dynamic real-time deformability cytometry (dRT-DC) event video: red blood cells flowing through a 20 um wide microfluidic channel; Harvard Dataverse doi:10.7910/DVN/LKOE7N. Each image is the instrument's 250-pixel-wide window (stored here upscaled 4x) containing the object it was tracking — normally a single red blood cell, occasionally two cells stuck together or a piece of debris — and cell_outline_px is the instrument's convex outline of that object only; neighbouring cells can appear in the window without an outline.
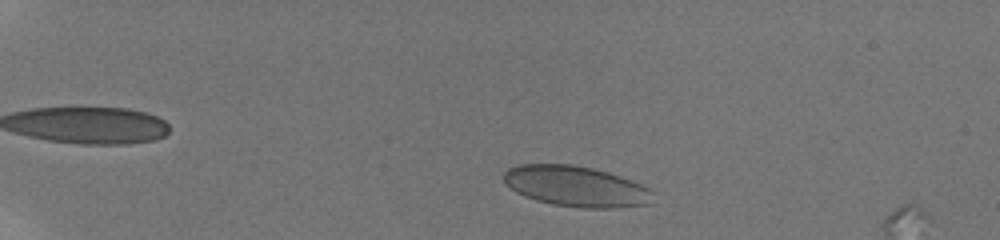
{"species": "human", "species_latin": "Homo sapiens", "temperature_condition": "room temperature", "stored_images_in_passage": 10, "camera_frame_rate_fps": 3000, "um_per_image_px": 0.085, "donor": {"sex": "male"}, "frame": {"image": 1, "passage_image": 5, "time_ms": 1.333, "image_size_px": [1000, 240], "cell_outline_px": [[656, 192], [652, 204], [612, 208], [584, 208], [552, 204], [536, 200], [524, 196], [516, 192], [504, 180], [504, 172], [508, 168], [520, 164], [572, 164], [592, 168], [608, 172], [620, 176], [640, 184]], "centroid_in_image_um": [49.0, 15.84], "position_along_channel_um": 36.0, "area_um2": 35.43}}